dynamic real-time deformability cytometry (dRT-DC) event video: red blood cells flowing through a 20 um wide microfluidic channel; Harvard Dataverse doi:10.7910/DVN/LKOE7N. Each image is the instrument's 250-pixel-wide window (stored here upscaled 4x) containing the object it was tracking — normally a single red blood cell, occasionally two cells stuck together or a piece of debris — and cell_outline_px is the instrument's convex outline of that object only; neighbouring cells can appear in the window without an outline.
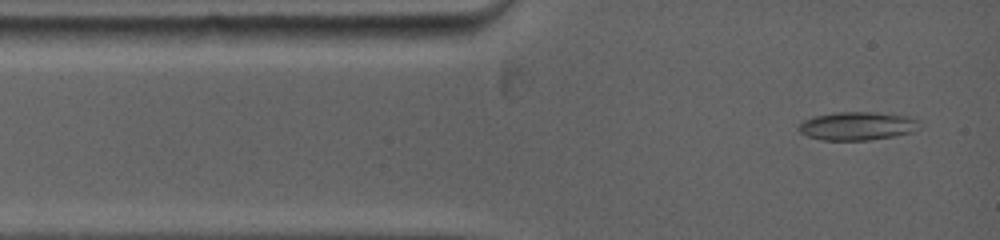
{"species": "common noctule bat (a hibernating species)", "species_latin": "Nyctalus noctula", "temperature_condition": "warm", "stored_images_in_passage": 41, "camera_frame_rate_fps": 5000, "um_per_image_px": 0.085, "animal": {"sex": "female", "body_mass_g": 19.0, "forearm_length_mm": 53.3}, "frame": {"image": 1, "passage_image": 2, "time_ms": 0.4, "image_size_px": [1000, 240], "cell_outline_px": [[920, 128], [912, 132], [892, 136], [868, 140], [820, 140], [808, 136], [800, 132], [796, 128], [804, 120], [816, 116], [836, 112], [872, 112], [904, 116], [920, 120]], "centroid_in_image_um": [72.86, 10.71], "position_along_channel_um": 12.1, "area_um2": 19.83}}
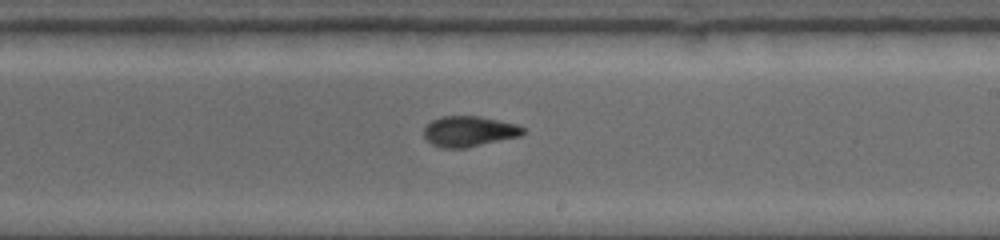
{"frame": {"image": 2, "passage_image": 19, "time_ms": 7.2, "image_size_px": [1000, 240], "cell_outline_px": [[524, 132], [520, 136], [468, 148], [440, 148], [432, 144], [424, 136], [424, 128], [432, 120], [440, 116], [480, 116], [516, 124], [524, 128]], "centroid_in_image_um": [39.86, 11.17], "position_along_channel_um": 249.1, "area_um2": 17.69}}
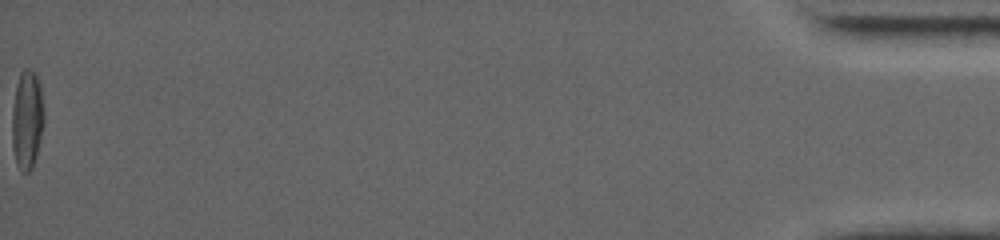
{"frame": {"image": 3, "passage_image": 41, "time_ms": 16.2, "image_size_px": [1000, 240], "cell_outline_px": [[44, 124], [36, 156], [28, 172], [20, 172], [16, 164], [12, 148], [12, 108], [16, 84], [20, 72], [24, 68], [28, 68], [36, 72], [40, 84], [44, 112]], "centroid_in_image_um": [2.29, 10.13], "position_along_channel_um": 432.9, "area_um2": 18.73}, "authors_computed_cell_mechanics": {"area_um2": 17.6868, "velocity_mm_per_s": 3.952, "shape_relaxation_time_tau1_ms": 5.4235, "shape_relaxation_time_tau2_ms": 2.6407, "deformation_change_tau1": 0.1848, "deformation_change_tau2": 0.076}}